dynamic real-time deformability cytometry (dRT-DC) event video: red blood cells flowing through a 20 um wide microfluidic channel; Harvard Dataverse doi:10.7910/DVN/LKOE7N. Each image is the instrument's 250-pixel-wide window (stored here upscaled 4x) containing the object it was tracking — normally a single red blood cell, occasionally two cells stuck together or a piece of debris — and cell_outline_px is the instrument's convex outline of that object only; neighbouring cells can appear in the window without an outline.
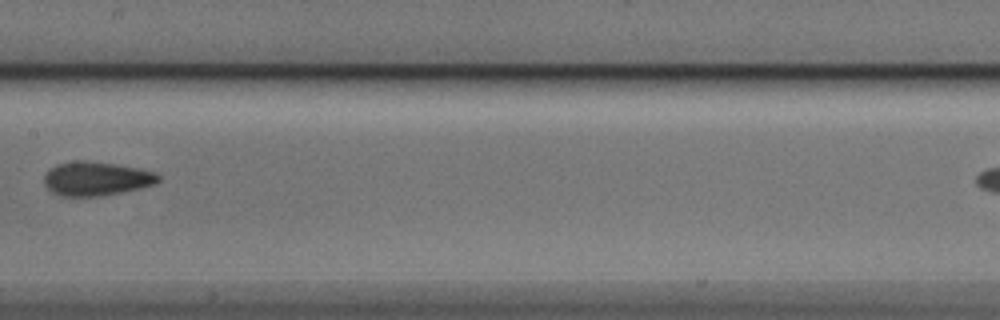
{"species": "Egyptian fruit bat (a non-hibernating species)", "species_latin": "Rousettus aegyptiacus", "temperature_condition": "cold", "stored_images_in_passage": 8, "camera_frame_rate_fps": 3000, "um_per_image_px": 0.085, "animal": {"sex": "male"}, "frame": {"image": 1, "passage_image": 7, "time_ms": 7.333, "image_size_px": [1000, 320], "cell_outline_px": [[160, 180], [156, 184], [140, 188], [100, 196], [60, 196], [52, 192], [44, 184], [44, 176], [56, 164], [76, 160], [84, 160], [116, 164], [140, 168], [156, 172], [160, 176]], "centroid_in_image_um": [8.21, 15.18], "position_along_channel_um": 199.2, "area_um2": 22.66}}
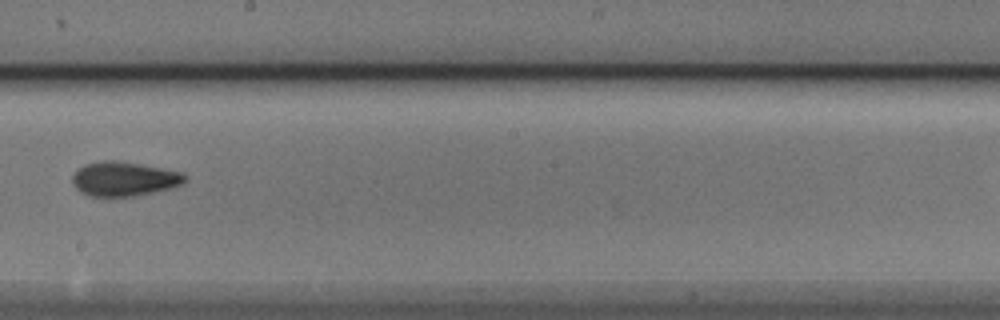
{"frame": {"image": 2, "passage_image": 8, "time_ms": 8.333, "image_size_px": [1000, 320], "cell_outline_px": [[188, 176], [184, 184], [172, 188], [132, 196], [88, 196], [80, 192], [72, 184], [72, 176], [84, 164], [104, 160], [116, 160], [140, 164], [180, 172]], "centroid_in_image_um": [10.54, 15.21], "position_along_channel_um": 237.7, "area_um2": 22.48}}